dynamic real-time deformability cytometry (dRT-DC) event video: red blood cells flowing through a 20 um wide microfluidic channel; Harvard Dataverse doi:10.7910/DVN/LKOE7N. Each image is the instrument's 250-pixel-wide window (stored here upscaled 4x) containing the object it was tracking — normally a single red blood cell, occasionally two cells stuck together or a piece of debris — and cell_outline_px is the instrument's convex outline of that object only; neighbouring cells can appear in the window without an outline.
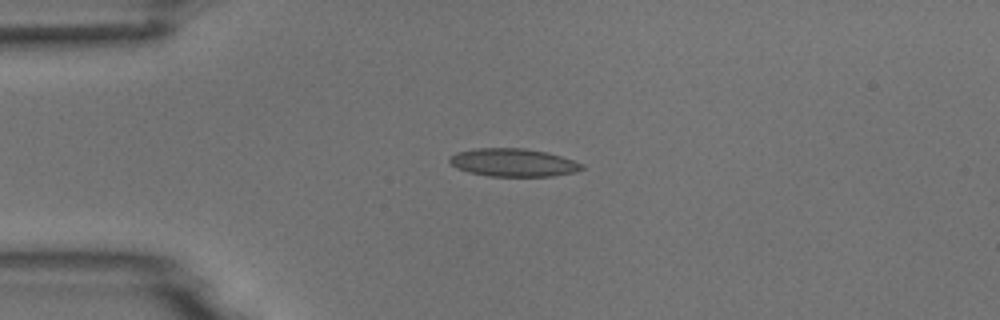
{"species": "common noctule bat (a hibernating species)", "species_latin": "Nyctalus noctula", "temperature_condition": "room temperature", "stored_images_in_passage": 4, "camera_frame_rate_fps": 3000, "um_per_image_px": 0.085, "animal": {"sex": "male", "body_mass_g": 18.8}, "frame": {"image": 1, "passage_image": 3, "time_ms": 2.333, "image_size_px": [1000, 320], "cell_outline_px": [[584, 168], [576, 172], [552, 176], [488, 176], [468, 172], [452, 164], [448, 160], [456, 152], [476, 148], [524, 148], [548, 152], [584, 164]], "centroid_in_image_um": [43.66, 13.81], "position_along_channel_um": 41.3, "area_um2": 21.5}}